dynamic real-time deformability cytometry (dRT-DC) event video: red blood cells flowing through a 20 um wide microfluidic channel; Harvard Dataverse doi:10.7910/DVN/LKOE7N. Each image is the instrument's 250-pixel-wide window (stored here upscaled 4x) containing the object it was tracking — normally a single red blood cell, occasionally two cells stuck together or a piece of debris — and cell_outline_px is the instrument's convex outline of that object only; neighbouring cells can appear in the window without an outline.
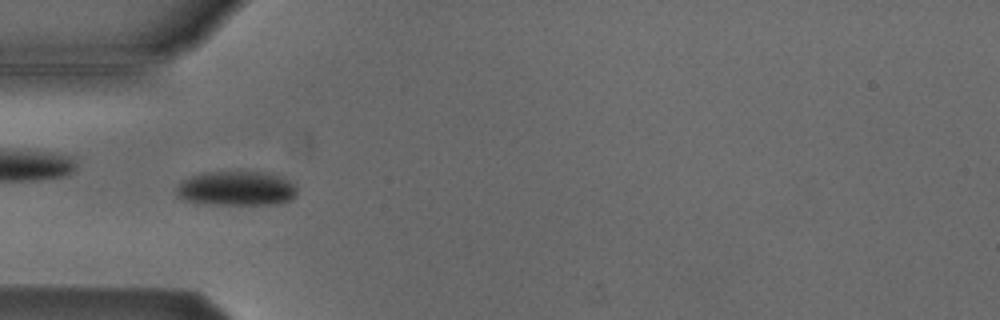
{"species": "Egyptian fruit bat (a non-hibernating species)", "species_latin": "Rousettus aegyptiacus", "temperature_condition": "cold", "stored_images_in_passage": 41, "camera_frame_rate_fps": 3000, "um_per_image_px": 0.085, "animal": {"sex": "male"}, "frame": {"image": 1, "passage_image": 12, "time_ms": 3.667, "image_size_px": [1000, 320], "cell_outline_px": [[296, 196], [292, 200], [280, 204], [208, 204], [184, 200], [176, 196], [176, 188], [180, 180], [204, 172], [272, 172], [284, 176], [296, 184]], "centroid_in_image_um": [20.14, 16.01], "position_along_channel_um": 64.9, "area_um2": 24.8}, "authors_computed_cell_mechanics": {"area_um2": 24.1026, "velocity_mm_per_s": 3.8071, "shape_relaxation_time_tau1_ms": 2.93, "shape_relaxation_time_tau2_ms": null, "deformation_change_tau1": 0.094, "deformation_change_tau2": null}}